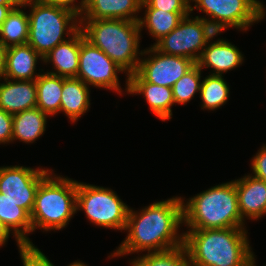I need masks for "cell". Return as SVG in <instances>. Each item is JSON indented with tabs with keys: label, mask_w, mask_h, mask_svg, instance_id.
<instances>
[{
	"label": "cell",
	"mask_w": 266,
	"mask_h": 266,
	"mask_svg": "<svg viewBox=\"0 0 266 266\" xmlns=\"http://www.w3.org/2000/svg\"><path fill=\"white\" fill-rule=\"evenodd\" d=\"M190 0H142L141 10L160 9L168 12H190Z\"/></svg>",
	"instance_id": "cell-29"
},
{
	"label": "cell",
	"mask_w": 266,
	"mask_h": 266,
	"mask_svg": "<svg viewBox=\"0 0 266 266\" xmlns=\"http://www.w3.org/2000/svg\"><path fill=\"white\" fill-rule=\"evenodd\" d=\"M19 253L23 266H54V264L34 244L22 245Z\"/></svg>",
	"instance_id": "cell-30"
},
{
	"label": "cell",
	"mask_w": 266,
	"mask_h": 266,
	"mask_svg": "<svg viewBox=\"0 0 266 266\" xmlns=\"http://www.w3.org/2000/svg\"><path fill=\"white\" fill-rule=\"evenodd\" d=\"M142 0H86L79 20L122 19L138 21Z\"/></svg>",
	"instance_id": "cell-16"
},
{
	"label": "cell",
	"mask_w": 266,
	"mask_h": 266,
	"mask_svg": "<svg viewBox=\"0 0 266 266\" xmlns=\"http://www.w3.org/2000/svg\"><path fill=\"white\" fill-rule=\"evenodd\" d=\"M80 29L67 41L58 44L43 57V63H52L54 71L47 73L65 78L77 77L79 68Z\"/></svg>",
	"instance_id": "cell-19"
},
{
	"label": "cell",
	"mask_w": 266,
	"mask_h": 266,
	"mask_svg": "<svg viewBox=\"0 0 266 266\" xmlns=\"http://www.w3.org/2000/svg\"><path fill=\"white\" fill-rule=\"evenodd\" d=\"M183 199V224L190 229L244 228L235 182L222 183Z\"/></svg>",
	"instance_id": "cell-4"
},
{
	"label": "cell",
	"mask_w": 266,
	"mask_h": 266,
	"mask_svg": "<svg viewBox=\"0 0 266 266\" xmlns=\"http://www.w3.org/2000/svg\"><path fill=\"white\" fill-rule=\"evenodd\" d=\"M234 182L242 220L246 217L251 220L262 218L266 214V182L253 177L252 174Z\"/></svg>",
	"instance_id": "cell-15"
},
{
	"label": "cell",
	"mask_w": 266,
	"mask_h": 266,
	"mask_svg": "<svg viewBox=\"0 0 266 266\" xmlns=\"http://www.w3.org/2000/svg\"><path fill=\"white\" fill-rule=\"evenodd\" d=\"M129 209L112 189L77 182L76 210H84L94 225L122 231Z\"/></svg>",
	"instance_id": "cell-7"
},
{
	"label": "cell",
	"mask_w": 266,
	"mask_h": 266,
	"mask_svg": "<svg viewBox=\"0 0 266 266\" xmlns=\"http://www.w3.org/2000/svg\"><path fill=\"white\" fill-rule=\"evenodd\" d=\"M201 69L195 64L172 86L174 103L186 104L201 87Z\"/></svg>",
	"instance_id": "cell-28"
},
{
	"label": "cell",
	"mask_w": 266,
	"mask_h": 266,
	"mask_svg": "<svg viewBox=\"0 0 266 266\" xmlns=\"http://www.w3.org/2000/svg\"><path fill=\"white\" fill-rule=\"evenodd\" d=\"M253 177L266 182V146L263 144L251 161Z\"/></svg>",
	"instance_id": "cell-31"
},
{
	"label": "cell",
	"mask_w": 266,
	"mask_h": 266,
	"mask_svg": "<svg viewBox=\"0 0 266 266\" xmlns=\"http://www.w3.org/2000/svg\"><path fill=\"white\" fill-rule=\"evenodd\" d=\"M23 0H0V5H21Z\"/></svg>",
	"instance_id": "cell-37"
},
{
	"label": "cell",
	"mask_w": 266,
	"mask_h": 266,
	"mask_svg": "<svg viewBox=\"0 0 266 266\" xmlns=\"http://www.w3.org/2000/svg\"><path fill=\"white\" fill-rule=\"evenodd\" d=\"M18 6L19 5H0V27L7 18L8 14L11 12V10Z\"/></svg>",
	"instance_id": "cell-35"
},
{
	"label": "cell",
	"mask_w": 266,
	"mask_h": 266,
	"mask_svg": "<svg viewBox=\"0 0 266 266\" xmlns=\"http://www.w3.org/2000/svg\"><path fill=\"white\" fill-rule=\"evenodd\" d=\"M131 266H193L184 245L164 251L148 252L137 257Z\"/></svg>",
	"instance_id": "cell-27"
},
{
	"label": "cell",
	"mask_w": 266,
	"mask_h": 266,
	"mask_svg": "<svg viewBox=\"0 0 266 266\" xmlns=\"http://www.w3.org/2000/svg\"><path fill=\"white\" fill-rule=\"evenodd\" d=\"M26 6L31 7V12L28 14L27 43L42 58L80 29L79 14L73 9L44 0H23L22 7ZM64 35L68 36L67 39Z\"/></svg>",
	"instance_id": "cell-5"
},
{
	"label": "cell",
	"mask_w": 266,
	"mask_h": 266,
	"mask_svg": "<svg viewBox=\"0 0 266 266\" xmlns=\"http://www.w3.org/2000/svg\"><path fill=\"white\" fill-rule=\"evenodd\" d=\"M48 114L37 107L13 115L12 141L33 143L44 134Z\"/></svg>",
	"instance_id": "cell-22"
},
{
	"label": "cell",
	"mask_w": 266,
	"mask_h": 266,
	"mask_svg": "<svg viewBox=\"0 0 266 266\" xmlns=\"http://www.w3.org/2000/svg\"><path fill=\"white\" fill-rule=\"evenodd\" d=\"M13 132V115L0 108V144L11 143Z\"/></svg>",
	"instance_id": "cell-32"
},
{
	"label": "cell",
	"mask_w": 266,
	"mask_h": 266,
	"mask_svg": "<svg viewBox=\"0 0 266 266\" xmlns=\"http://www.w3.org/2000/svg\"><path fill=\"white\" fill-rule=\"evenodd\" d=\"M129 94L144 95L151 111L162 121L171 119L175 104L172 88L146 82L137 72L128 76Z\"/></svg>",
	"instance_id": "cell-13"
},
{
	"label": "cell",
	"mask_w": 266,
	"mask_h": 266,
	"mask_svg": "<svg viewBox=\"0 0 266 266\" xmlns=\"http://www.w3.org/2000/svg\"><path fill=\"white\" fill-rule=\"evenodd\" d=\"M6 50L7 48L0 42V80L5 74Z\"/></svg>",
	"instance_id": "cell-34"
},
{
	"label": "cell",
	"mask_w": 266,
	"mask_h": 266,
	"mask_svg": "<svg viewBox=\"0 0 266 266\" xmlns=\"http://www.w3.org/2000/svg\"><path fill=\"white\" fill-rule=\"evenodd\" d=\"M145 54L150 55L140 59L136 72L146 82L170 88L196 64L189 58L164 54L152 45L141 56Z\"/></svg>",
	"instance_id": "cell-12"
},
{
	"label": "cell",
	"mask_w": 266,
	"mask_h": 266,
	"mask_svg": "<svg viewBox=\"0 0 266 266\" xmlns=\"http://www.w3.org/2000/svg\"><path fill=\"white\" fill-rule=\"evenodd\" d=\"M9 229L0 221V246L5 245L9 236H10Z\"/></svg>",
	"instance_id": "cell-36"
},
{
	"label": "cell",
	"mask_w": 266,
	"mask_h": 266,
	"mask_svg": "<svg viewBox=\"0 0 266 266\" xmlns=\"http://www.w3.org/2000/svg\"><path fill=\"white\" fill-rule=\"evenodd\" d=\"M68 266H88V265H86L85 263L81 261H76V262L69 264Z\"/></svg>",
	"instance_id": "cell-38"
},
{
	"label": "cell",
	"mask_w": 266,
	"mask_h": 266,
	"mask_svg": "<svg viewBox=\"0 0 266 266\" xmlns=\"http://www.w3.org/2000/svg\"><path fill=\"white\" fill-rule=\"evenodd\" d=\"M117 72L125 73L101 49L87 41L80 30L79 68L76 78L88 86L115 90L122 94Z\"/></svg>",
	"instance_id": "cell-10"
},
{
	"label": "cell",
	"mask_w": 266,
	"mask_h": 266,
	"mask_svg": "<svg viewBox=\"0 0 266 266\" xmlns=\"http://www.w3.org/2000/svg\"><path fill=\"white\" fill-rule=\"evenodd\" d=\"M0 221L14 234L17 245L33 244L28 234L33 232L30 214L0 193Z\"/></svg>",
	"instance_id": "cell-21"
},
{
	"label": "cell",
	"mask_w": 266,
	"mask_h": 266,
	"mask_svg": "<svg viewBox=\"0 0 266 266\" xmlns=\"http://www.w3.org/2000/svg\"><path fill=\"white\" fill-rule=\"evenodd\" d=\"M44 1L68 7L70 9H73L79 15L83 11L85 3H86V0H81L79 2L80 4H77V5L74 4L76 0H44Z\"/></svg>",
	"instance_id": "cell-33"
},
{
	"label": "cell",
	"mask_w": 266,
	"mask_h": 266,
	"mask_svg": "<svg viewBox=\"0 0 266 266\" xmlns=\"http://www.w3.org/2000/svg\"><path fill=\"white\" fill-rule=\"evenodd\" d=\"M195 2L190 6V12L195 8L208 15L206 20L212 29L220 32L228 27L248 30L253 23L265 18V9L258 0H190ZM210 19V20H209Z\"/></svg>",
	"instance_id": "cell-8"
},
{
	"label": "cell",
	"mask_w": 266,
	"mask_h": 266,
	"mask_svg": "<svg viewBox=\"0 0 266 266\" xmlns=\"http://www.w3.org/2000/svg\"><path fill=\"white\" fill-rule=\"evenodd\" d=\"M185 16L169 34L156 41L153 46L168 55L199 60L208 40L216 33L203 17Z\"/></svg>",
	"instance_id": "cell-9"
},
{
	"label": "cell",
	"mask_w": 266,
	"mask_h": 266,
	"mask_svg": "<svg viewBox=\"0 0 266 266\" xmlns=\"http://www.w3.org/2000/svg\"><path fill=\"white\" fill-rule=\"evenodd\" d=\"M77 181L51 172L39 185L33 210L32 228L44 231L66 227L77 212Z\"/></svg>",
	"instance_id": "cell-6"
},
{
	"label": "cell",
	"mask_w": 266,
	"mask_h": 266,
	"mask_svg": "<svg viewBox=\"0 0 266 266\" xmlns=\"http://www.w3.org/2000/svg\"><path fill=\"white\" fill-rule=\"evenodd\" d=\"M0 83V108L11 115L36 107L35 80H11Z\"/></svg>",
	"instance_id": "cell-17"
},
{
	"label": "cell",
	"mask_w": 266,
	"mask_h": 266,
	"mask_svg": "<svg viewBox=\"0 0 266 266\" xmlns=\"http://www.w3.org/2000/svg\"><path fill=\"white\" fill-rule=\"evenodd\" d=\"M229 86L223 76L211 75L201 82L200 99L201 109L217 110L228 101Z\"/></svg>",
	"instance_id": "cell-26"
},
{
	"label": "cell",
	"mask_w": 266,
	"mask_h": 266,
	"mask_svg": "<svg viewBox=\"0 0 266 266\" xmlns=\"http://www.w3.org/2000/svg\"><path fill=\"white\" fill-rule=\"evenodd\" d=\"M216 35L218 33H215L208 40V45L206 44L196 64L201 70L205 67L213 68L214 73L212 72L211 75L222 76L223 72L227 73L228 70H233L239 65H242L244 57L235 45L223 40V38L210 43Z\"/></svg>",
	"instance_id": "cell-14"
},
{
	"label": "cell",
	"mask_w": 266,
	"mask_h": 266,
	"mask_svg": "<svg viewBox=\"0 0 266 266\" xmlns=\"http://www.w3.org/2000/svg\"><path fill=\"white\" fill-rule=\"evenodd\" d=\"M188 230L184 246L193 266H256L245 228Z\"/></svg>",
	"instance_id": "cell-2"
},
{
	"label": "cell",
	"mask_w": 266,
	"mask_h": 266,
	"mask_svg": "<svg viewBox=\"0 0 266 266\" xmlns=\"http://www.w3.org/2000/svg\"><path fill=\"white\" fill-rule=\"evenodd\" d=\"M20 7L12 9L0 27V42L6 48L28 42L29 17Z\"/></svg>",
	"instance_id": "cell-25"
},
{
	"label": "cell",
	"mask_w": 266,
	"mask_h": 266,
	"mask_svg": "<svg viewBox=\"0 0 266 266\" xmlns=\"http://www.w3.org/2000/svg\"><path fill=\"white\" fill-rule=\"evenodd\" d=\"M40 57V58H39ZM43 58L28 43L8 47L4 78L10 80H36L37 61Z\"/></svg>",
	"instance_id": "cell-18"
},
{
	"label": "cell",
	"mask_w": 266,
	"mask_h": 266,
	"mask_svg": "<svg viewBox=\"0 0 266 266\" xmlns=\"http://www.w3.org/2000/svg\"><path fill=\"white\" fill-rule=\"evenodd\" d=\"M41 73L36 78V107L50 117L60 112L63 77L50 73Z\"/></svg>",
	"instance_id": "cell-23"
},
{
	"label": "cell",
	"mask_w": 266,
	"mask_h": 266,
	"mask_svg": "<svg viewBox=\"0 0 266 266\" xmlns=\"http://www.w3.org/2000/svg\"><path fill=\"white\" fill-rule=\"evenodd\" d=\"M183 223V199L172 197L154 202L141 211L129 209L124 231L125 240L111 257L142 251H164L184 245V233H178Z\"/></svg>",
	"instance_id": "cell-1"
},
{
	"label": "cell",
	"mask_w": 266,
	"mask_h": 266,
	"mask_svg": "<svg viewBox=\"0 0 266 266\" xmlns=\"http://www.w3.org/2000/svg\"><path fill=\"white\" fill-rule=\"evenodd\" d=\"M24 166L0 167V193L31 214L40 183L52 172Z\"/></svg>",
	"instance_id": "cell-11"
},
{
	"label": "cell",
	"mask_w": 266,
	"mask_h": 266,
	"mask_svg": "<svg viewBox=\"0 0 266 266\" xmlns=\"http://www.w3.org/2000/svg\"><path fill=\"white\" fill-rule=\"evenodd\" d=\"M191 12H166L160 9H146L143 18H139L138 23L142 31L145 27L149 35L158 41L163 36L174 30L180 21Z\"/></svg>",
	"instance_id": "cell-24"
},
{
	"label": "cell",
	"mask_w": 266,
	"mask_h": 266,
	"mask_svg": "<svg viewBox=\"0 0 266 266\" xmlns=\"http://www.w3.org/2000/svg\"><path fill=\"white\" fill-rule=\"evenodd\" d=\"M89 86L76 77H63L60 112L74 123L90 107Z\"/></svg>",
	"instance_id": "cell-20"
},
{
	"label": "cell",
	"mask_w": 266,
	"mask_h": 266,
	"mask_svg": "<svg viewBox=\"0 0 266 266\" xmlns=\"http://www.w3.org/2000/svg\"><path fill=\"white\" fill-rule=\"evenodd\" d=\"M79 21L85 39L101 49L125 71L127 76L125 90L128 91V76L136 73L140 62L138 56L144 51H138L141 39L138 21L122 19Z\"/></svg>",
	"instance_id": "cell-3"
}]
</instances>
